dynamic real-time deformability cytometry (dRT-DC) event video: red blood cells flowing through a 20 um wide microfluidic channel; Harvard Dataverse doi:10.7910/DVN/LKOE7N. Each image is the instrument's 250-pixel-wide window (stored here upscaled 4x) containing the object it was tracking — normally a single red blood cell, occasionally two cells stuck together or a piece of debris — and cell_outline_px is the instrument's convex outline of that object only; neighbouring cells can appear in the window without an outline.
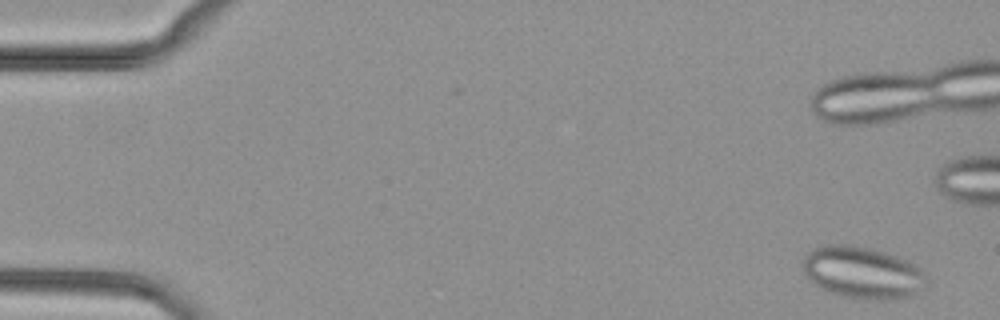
{"species": "common noctule bat (a hibernating species)", "species_latin": "Nyctalus noctula", "temperature_condition": "cold", "stored_images_in_passage": 13, "camera_frame_rate_fps": 3000, "um_per_image_px": 0.085, "animal": {"sex": "female", "body_mass_g": 29.2, "forearm_length_mm": 56.3}, "frame": {"image": 1, "passage_image": 1, "time_ms": 0.0, "image_size_px": [1000, 320], "cell_outline_px": [[928, 284], [912, 296], [896, 300], [872, 300], [840, 296], [808, 280], [800, 264], [804, 256], [812, 248], [824, 244], [848, 244], [868, 248], [884, 252], [896, 256], [920, 268], [928, 280]], "centroid_in_image_um": [73.29, 23.18], "position_along_channel_um": 11.7, "area_um2": 37.74}}